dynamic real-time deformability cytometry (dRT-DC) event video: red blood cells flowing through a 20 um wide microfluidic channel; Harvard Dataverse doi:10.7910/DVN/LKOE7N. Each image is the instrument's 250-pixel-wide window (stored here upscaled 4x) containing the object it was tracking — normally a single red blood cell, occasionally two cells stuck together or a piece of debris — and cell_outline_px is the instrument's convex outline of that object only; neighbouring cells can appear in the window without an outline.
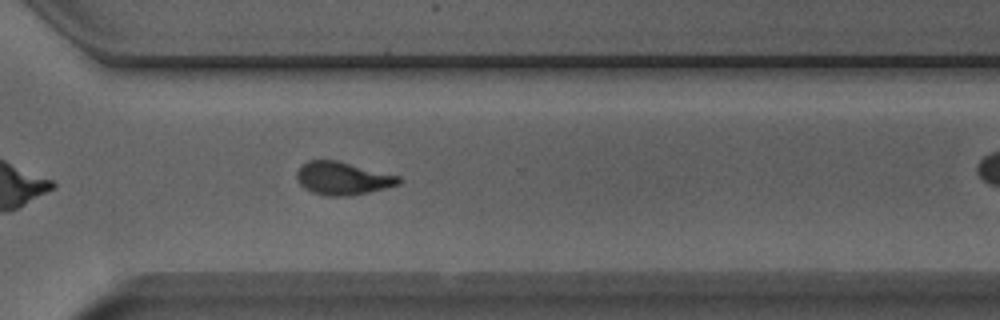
{"species": "Egyptian fruit bat (a non-hibernating species)", "species_latin": "Rousettus aegyptiacus", "temperature_condition": "room temperature", "stored_images_in_passage": 28, "camera_frame_rate_fps": 3000, "um_per_image_px": 0.085, "animal": {"sex": "male"}, "frame": {"image": 1, "passage_image": 24, "time_ms": 7.667, "image_size_px": [1000, 320], "cell_outline_px": [[400, 184], [368, 192], [348, 196], [328, 196], [312, 192], [304, 188], [300, 184], [296, 176], [296, 172], [308, 160], [336, 160], [400, 176]], "centroid_in_image_um": [29.11, 15.16], "position_along_channel_um": 341.5, "area_um2": 19.36}}